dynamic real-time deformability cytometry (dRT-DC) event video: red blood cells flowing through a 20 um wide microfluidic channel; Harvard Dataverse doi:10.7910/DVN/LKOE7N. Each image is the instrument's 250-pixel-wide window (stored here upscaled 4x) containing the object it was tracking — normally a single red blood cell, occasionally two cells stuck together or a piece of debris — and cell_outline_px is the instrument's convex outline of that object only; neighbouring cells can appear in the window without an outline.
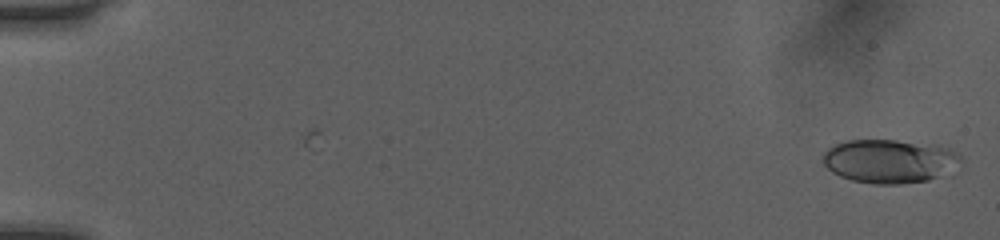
{"species": "human", "species_latin": "Homo sapiens", "temperature_condition": "room temperature", "stored_images_in_passage": 51, "camera_frame_rate_fps": 3000, "um_per_image_px": 0.085, "donor": {"sex": "female"}, "frame": {"image": 1, "passage_image": 1, "time_ms": 0.0, "image_size_px": [1000, 240], "cell_outline_px": [[964, 160], [936, 176], [928, 180], [900, 184], [872, 184], [852, 180], [840, 176], [832, 172], [824, 164], [824, 152], [828, 148], [836, 144], [848, 140], [896, 140], [936, 144], [952, 148], [960, 152]], "centroid_in_image_um": [75.63, 13.67], "position_along_channel_um": 9.4, "area_um2": 35.08}}
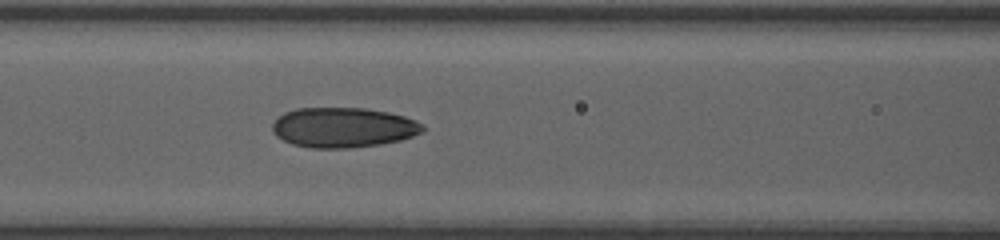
{"frame": {"image": 2, "passage_image": 23, "time_ms": 7.333, "image_size_px": [1000, 240], "cell_outline_px": [[424, 132], [400, 140], [380, 144], [348, 148], [308, 148], [292, 144], [276, 136], [272, 132], [272, 124], [284, 112], [296, 108], [364, 108], [388, 112], [404, 116], [416, 120], [424, 124]], "centroid_in_image_um": [29.18, 10.83], "position_along_channel_um": 137.4, "area_um2": 35.2}}
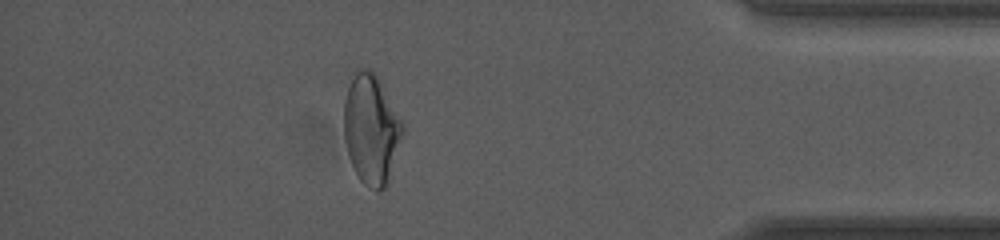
{"frame": {"image": 3, "passage_image": 45, "time_ms": 14.667, "image_size_px": [1000, 240], "cell_outline_px": [[404, 132], [388, 184], [380, 192], [376, 192], [364, 184], [360, 180], [352, 164], [344, 140], [344, 100], [348, 88], [356, 68], [368, 68], [376, 76], [404, 124]], "centroid_in_image_um": [31.56, 11.03], "position_along_channel_um": 403.6, "area_um2": 37.45}, "authors_computed_cell_mechanics": {"area_um2": 34.2754, "velocity_mm_per_s": 4.0859, "shape_relaxation_time_tau1_ms": 6.775, "shape_relaxation_time_tau2_ms": 1.8684, "deformation_change_tau1": 0.1789, "deformation_change_tau2": 0.0861}}